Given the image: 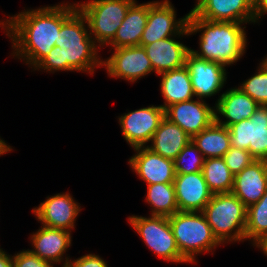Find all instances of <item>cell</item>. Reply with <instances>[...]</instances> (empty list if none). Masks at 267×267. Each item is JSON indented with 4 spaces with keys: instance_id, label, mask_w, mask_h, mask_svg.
<instances>
[{
    "instance_id": "15",
    "label": "cell",
    "mask_w": 267,
    "mask_h": 267,
    "mask_svg": "<svg viewBox=\"0 0 267 267\" xmlns=\"http://www.w3.org/2000/svg\"><path fill=\"white\" fill-rule=\"evenodd\" d=\"M29 239L32 246L29 250L33 254L56 265L62 262L61 267L66 266L70 259L66 252L72 246V232L41 225L36 232L31 233Z\"/></svg>"
},
{
    "instance_id": "10",
    "label": "cell",
    "mask_w": 267,
    "mask_h": 267,
    "mask_svg": "<svg viewBox=\"0 0 267 267\" xmlns=\"http://www.w3.org/2000/svg\"><path fill=\"white\" fill-rule=\"evenodd\" d=\"M112 54L102 59L108 77L137 83L140 78L154 73L150 59L142 46L111 49Z\"/></svg>"
},
{
    "instance_id": "8",
    "label": "cell",
    "mask_w": 267,
    "mask_h": 267,
    "mask_svg": "<svg viewBox=\"0 0 267 267\" xmlns=\"http://www.w3.org/2000/svg\"><path fill=\"white\" fill-rule=\"evenodd\" d=\"M227 128L232 147L249 151L256 160L267 161V106H259L250 119Z\"/></svg>"
},
{
    "instance_id": "30",
    "label": "cell",
    "mask_w": 267,
    "mask_h": 267,
    "mask_svg": "<svg viewBox=\"0 0 267 267\" xmlns=\"http://www.w3.org/2000/svg\"><path fill=\"white\" fill-rule=\"evenodd\" d=\"M204 159L202 153L191 140L173 160L175 174L201 172Z\"/></svg>"
},
{
    "instance_id": "35",
    "label": "cell",
    "mask_w": 267,
    "mask_h": 267,
    "mask_svg": "<svg viewBox=\"0 0 267 267\" xmlns=\"http://www.w3.org/2000/svg\"><path fill=\"white\" fill-rule=\"evenodd\" d=\"M265 14L267 15V0H259L254 8V24H259Z\"/></svg>"
},
{
    "instance_id": "29",
    "label": "cell",
    "mask_w": 267,
    "mask_h": 267,
    "mask_svg": "<svg viewBox=\"0 0 267 267\" xmlns=\"http://www.w3.org/2000/svg\"><path fill=\"white\" fill-rule=\"evenodd\" d=\"M237 87L255 100L259 106H267V67L260 62L256 72Z\"/></svg>"
},
{
    "instance_id": "25",
    "label": "cell",
    "mask_w": 267,
    "mask_h": 267,
    "mask_svg": "<svg viewBox=\"0 0 267 267\" xmlns=\"http://www.w3.org/2000/svg\"><path fill=\"white\" fill-rule=\"evenodd\" d=\"M192 141L205 159L223 157L231 147L228 128L216 121L194 135Z\"/></svg>"
},
{
    "instance_id": "28",
    "label": "cell",
    "mask_w": 267,
    "mask_h": 267,
    "mask_svg": "<svg viewBox=\"0 0 267 267\" xmlns=\"http://www.w3.org/2000/svg\"><path fill=\"white\" fill-rule=\"evenodd\" d=\"M202 173L213 194L231 193L234 175L228 169L223 157L204 159Z\"/></svg>"
},
{
    "instance_id": "39",
    "label": "cell",
    "mask_w": 267,
    "mask_h": 267,
    "mask_svg": "<svg viewBox=\"0 0 267 267\" xmlns=\"http://www.w3.org/2000/svg\"><path fill=\"white\" fill-rule=\"evenodd\" d=\"M260 251L267 257V243L260 249Z\"/></svg>"
},
{
    "instance_id": "11",
    "label": "cell",
    "mask_w": 267,
    "mask_h": 267,
    "mask_svg": "<svg viewBox=\"0 0 267 267\" xmlns=\"http://www.w3.org/2000/svg\"><path fill=\"white\" fill-rule=\"evenodd\" d=\"M176 15L177 12L170 0L149 1L148 19L140 46L179 35L188 26L189 13L178 19Z\"/></svg>"
},
{
    "instance_id": "40",
    "label": "cell",
    "mask_w": 267,
    "mask_h": 267,
    "mask_svg": "<svg viewBox=\"0 0 267 267\" xmlns=\"http://www.w3.org/2000/svg\"><path fill=\"white\" fill-rule=\"evenodd\" d=\"M260 62H261L262 64H264V65L267 67V55L264 56V58H262V59L260 60Z\"/></svg>"
},
{
    "instance_id": "27",
    "label": "cell",
    "mask_w": 267,
    "mask_h": 267,
    "mask_svg": "<svg viewBox=\"0 0 267 267\" xmlns=\"http://www.w3.org/2000/svg\"><path fill=\"white\" fill-rule=\"evenodd\" d=\"M146 190L145 202L151 207V216L170 217L179 211L173 183L150 184Z\"/></svg>"
},
{
    "instance_id": "16",
    "label": "cell",
    "mask_w": 267,
    "mask_h": 267,
    "mask_svg": "<svg viewBox=\"0 0 267 267\" xmlns=\"http://www.w3.org/2000/svg\"><path fill=\"white\" fill-rule=\"evenodd\" d=\"M128 159L132 172L147 185L156 183H173L175 179L174 161L153 152L147 146L133 149Z\"/></svg>"
},
{
    "instance_id": "1",
    "label": "cell",
    "mask_w": 267,
    "mask_h": 267,
    "mask_svg": "<svg viewBox=\"0 0 267 267\" xmlns=\"http://www.w3.org/2000/svg\"><path fill=\"white\" fill-rule=\"evenodd\" d=\"M77 10L75 2L58 3L35 9H24L0 20V27L12 43L15 59L33 69L47 56L55 42L61 25Z\"/></svg>"
},
{
    "instance_id": "32",
    "label": "cell",
    "mask_w": 267,
    "mask_h": 267,
    "mask_svg": "<svg viewBox=\"0 0 267 267\" xmlns=\"http://www.w3.org/2000/svg\"><path fill=\"white\" fill-rule=\"evenodd\" d=\"M223 159L234 176L256 160L249 151L232 146L223 156Z\"/></svg>"
},
{
    "instance_id": "4",
    "label": "cell",
    "mask_w": 267,
    "mask_h": 267,
    "mask_svg": "<svg viewBox=\"0 0 267 267\" xmlns=\"http://www.w3.org/2000/svg\"><path fill=\"white\" fill-rule=\"evenodd\" d=\"M180 254L190 263H198L197 256L210 253L222 244L214 236L203 212L178 211L168 217ZM214 251V252H213Z\"/></svg>"
},
{
    "instance_id": "14",
    "label": "cell",
    "mask_w": 267,
    "mask_h": 267,
    "mask_svg": "<svg viewBox=\"0 0 267 267\" xmlns=\"http://www.w3.org/2000/svg\"><path fill=\"white\" fill-rule=\"evenodd\" d=\"M165 118L180 126L191 138L215 121V106L206 100L192 99L168 106Z\"/></svg>"
},
{
    "instance_id": "36",
    "label": "cell",
    "mask_w": 267,
    "mask_h": 267,
    "mask_svg": "<svg viewBox=\"0 0 267 267\" xmlns=\"http://www.w3.org/2000/svg\"><path fill=\"white\" fill-rule=\"evenodd\" d=\"M0 267H13V256L0 248Z\"/></svg>"
},
{
    "instance_id": "18",
    "label": "cell",
    "mask_w": 267,
    "mask_h": 267,
    "mask_svg": "<svg viewBox=\"0 0 267 267\" xmlns=\"http://www.w3.org/2000/svg\"><path fill=\"white\" fill-rule=\"evenodd\" d=\"M191 11L202 19L254 24V8L246 0H196Z\"/></svg>"
},
{
    "instance_id": "6",
    "label": "cell",
    "mask_w": 267,
    "mask_h": 267,
    "mask_svg": "<svg viewBox=\"0 0 267 267\" xmlns=\"http://www.w3.org/2000/svg\"><path fill=\"white\" fill-rule=\"evenodd\" d=\"M137 0H89L77 2V9L86 18L90 36L103 49L114 38L129 8Z\"/></svg>"
},
{
    "instance_id": "5",
    "label": "cell",
    "mask_w": 267,
    "mask_h": 267,
    "mask_svg": "<svg viewBox=\"0 0 267 267\" xmlns=\"http://www.w3.org/2000/svg\"><path fill=\"white\" fill-rule=\"evenodd\" d=\"M203 213L222 246L245 241L247 207L234 194H213Z\"/></svg>"
},
{
    "instance_id": "37",
    "label": "cell",
    "mask_w": 267,
    "mask_h": 267,
    "mask_svg": "<svg viewBox=\"0 0 267 267\" xmlns=\"http://www.w3.org/2000/svg\"><path fill=\"white\" fill-rule=\"evenodd\" d=\"M13 151L12 146L8 145V142L0 137V157Z\"/></svg>"
},
{
    "instance_id": "3",
    "label": "cell",
    "mask_w": 267,
    "mask_h": 267,
    "mask_svg": "<svg viewBox=\"0 0 267 267\" xmlns=\"http://www.w3.org/2000/svg\"><path fill=\"white\" fill-rule=\"evenodd\" d=\"M55 46L64 51L67 72L93 75L96 68L102 67L100 48L90 36L86 18L78 9L61 25Z\"/></svg>"
},
{
    "instance_id": "22",
    "label": "cell",
    "mask_w": 267,
    "mask_h": 267,
    "mask_svg": "<svg viewBox=\"0 0 267 267\" xmlns=\"http://www.w3.org/2000/svg\"><path fill=\"white\" fill-rule=\"evenodd\" d=\"M149 2L136 1L128 10L113 40L106 46L110 49L140 46V40L147 24Z\"/></svg>"
},
{
    "instance_id": "20",
    "label": "cell",
    "mask_w": 267,
    "mask_h": 267,
    "mask_svg": "<svg viewBox=\"0 0 267 267\" xmlns=\"http://www.w3.org/2000/svg\"><path fill=\"white\" fill-rule=\"evenodd\" d=\"M214 105L215 121L225 127L250 119L259 107L255 100L237 86L220 93Z\"/></svg>"
},
{
    "instance_id": "7",
    "label": "cell",
    "mask_w": 267,
    "mask_h": 267,
    "mask_svg": "<svg viewBox=\"0 0 267 267\" xmlns=\"http://www.w3.org/2000/svg\"><path fill=\"white\" fill-rule=\"evenodd\" d=\"M127 218L135 233L158 258L173 264L189 263L177 248L168 217L133 214Z\"/></svg>"
},
{
    "instance_id": "23",
    "label": "cell",
    "mask_w": 267,
    "mask_h": 267,
    "mask_svg": "<svg viewBox=\"0 0 267 267\" xmlns=\"http://www.w3.org/2000/svg\"><path fill=\"white\" fill-rule=\"evenodd\" d=\"M191 140L180 126L164 118L147 147L164 158L174 160Z\"/></svg>"
},
{
    "instance_id": "33",
    "label": "cell",
    "mask_w": 267,
    "mask_h": 267,
    "mask_svg": "<svg viewBox=\"0 0 267 267\" xmlns=\"http://www.w3.org/2000/svg\"><path fill=\"white\" fill-rule=\"evenodd\" d=\"M53 262L40 259L29 249H22L13 255V267H55Z\"/></svg>"
},
{
    "instance_id": "31",
    "label": "cell",
    "mask_w": 267,
    "mask_h": 267,
    "mask_svg": "<svg viewBox=\"0 0 267 267\" xmlns=\"http://www.w3.org/2000/svg\"><path fill=\"white\" fill-rule=\"evenodd\" d=\"M32 71H43L48 73L67 72V60L64 51L60 47L54 46L51 52L45 56Z\"/></svg>"
},
{
    "instance_id": "9",
    "label": "cell",
    "mask_w": 267,
    "mask_h": 267,
    "mask_svg": "<svg viewBox=\"0 0 267 267\" xmlns=\"http://www.w3.org/2000/svg\"><path fill=\"white\" fill-rule=\"evenodd\" d=\"M165 118V109L161 105H149L123 113L118 123L124 140L131 149L145 147L152 140L155 131Z\"/></svg>"
},
{
    "instance_id": "24",
    "label": "cell",
    "mask_w": 267,
    "mask_h": 267,
    "mask_svg": "<svg viewBox=\"0 0 267 267\" xmlns=\"http://www.w3.org/2000/svg\"><path fill=\"white\" fill-rule=\"evenodd\" d=\"M160 77V92L164 99L161 106H168L195 98L191 77L186 66L178 69L162 72Z\"/></svg>"
},
{
    "instance_id": "12",
    "label": "cell",
    "mask_w": 267,
    "mask_h": 267,
    "mask_svg": "<svg viewBox=\"0 0 267 267\" xmlns=\"http://www.w3.org/2000/svg\"><path fill=\"white\" fill-rule=\"evenodd\" d=\"M81 211V204L67 191L47 196L31 212L43 226L72 232Z\"/></svg>"
},
{
    "instance_id": "21",
    "label": "cell",
    "mask_w": 267,
    "mask_h": 267,
    "mask_svg": "<svg viewBox=\"0 0 267 267\" xmlns=\"http://www.w3.org/2000/svg\"><path fill=\"white\" fill-rule=\"evenodd\" d=\"M267 190V161L255 160L234 176L231 193L248 208L257 203Z\"/></svg>"
},
{
    "instance_id": "2",
    "label": "cell",
    "mask_w": 267,
    "mask_h": 267,
    "mask_svg": "<svg viewBox=\"0 0 267 267\" xmlns=\"http://www.w3.org/2000/svg\"><path fill=\"white\" fill-rule=\"evenodd\" d=\"M245 28L243 23L202 19L190 10L189 36L199 33V48L190 49V52L198 58L230 67L246 53L248 39Z\"/></svg>"
},
{
    "instance_id": "26",
    "label": "cell",
    "mask_w": 267,
    "mask_h": 267,
    "mask_svg": "<svg viewBox=\"0 0 267 267\" xmlns=\"http://www.w3.org/2000/svg\"><path fill=\"white\" fill-rule=\"evenodd\" d=\"M245 241L259 250L267 243V190L257 203L247 208Z\"/></svg>"
},
{
    "instance_id": "19",
    "label": "cell",
    "mask_w": 267,
    "mask_h": 267,
    "mask_svg": "<svg viewBox=\"0 0 267 267\" xmlns=\"http://www.w3.org/2000/svg\"><path fill=\"white\" fill-rule=\"evenodd\" d=\"M179 211L203 212L213 193L210 191L202 171L175 174L173 181Z\"/></svg>"
},
{
    "instance_id": "38",
    "label": "cell",
    "mask_w": 267,
    "mask_h": 267,
    "mask_svg": "<svg viewBox=\"0 0 267 267\" xmlns=\"http://www.w3.org/2000/svg\"><path fill=\"white\" fill-rule=\"evenodd\" d=\"M253 8L256 7L259 0H246Z\"/></svg>"
},
{
    "instance_id": "34",
    "label": "cell",
    "mask_w": 267,
    "mask_h": 267,
    "mask_svg": "<svg viewBox=\"0 0 267 267\" xmlns=\"http://www.w3.org/2000/svg\"><path fill=\"white\" fill-rule=\"evenodd\" d=\"M107 263L100 255L89 253L76 259L71 257L65 267H109Z\"/></svg>"
},
{
    "instance_id": "17",
    "label": "cell",
    "mask_w": 267,
    "mask_h": 267,
    "mask_svg": "<svg viewBox=\"0 0 267 267\" xmlns=\"http://www.w3.org/2000/svg\"><path fill=\"white\" fill-rule=\"evenodd\" d=\"M185 36H189L187 27L177 36L157 40L143 46L155 75L185 66L186 57L191 48L182 41L176 40Z\"/></svg>"
},
{
    "instance_id": "13",
    "label": "cell",
    "mask_w": 267,
    "mask_h": 267,
    "mask_svg": "<svg viewBox=\"0 0 267 267\" xmlns=\"http://www.w3.org/2000/svg\"><path fill=\"white\" fill-rule=\"evenodd\" d=\"M185 66L191 77L195 97L201 100L219 94L227 83L226 67L220 63L207 61L189 52Z\"/></svg>"
}]
</instances>
